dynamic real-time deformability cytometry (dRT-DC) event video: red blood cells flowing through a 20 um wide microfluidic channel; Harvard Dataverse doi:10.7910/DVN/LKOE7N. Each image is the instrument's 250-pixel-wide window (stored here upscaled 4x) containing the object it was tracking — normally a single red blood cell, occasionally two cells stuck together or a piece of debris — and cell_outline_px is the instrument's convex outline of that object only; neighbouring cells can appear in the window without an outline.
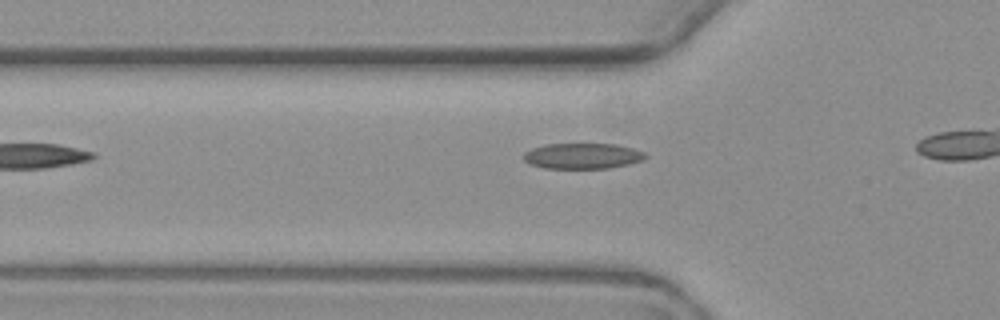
{"species": "common noctule bat (a hibernating species)", "species_latin": "Nyctalus noctula", "temperature_condition": "warm", "stored_images_in_passage": 9, "segment_of_instrument_passage": [1, 2], "camera_frame_rate_fps": 3000, "um_per_image_px": 0.085, "animal": {"sex": "female", "body_mass_g": 19.3, "forearm_length_mm": 54.1}, "frame": {"image": 1, "passage_image": 2, "time_ms": 1.333, "image_size_px": [1000, 320], "cell_outline_px": [[648, 156], [644, 160], [628, 164], [608, 168], [544, 168], [532, 164], [524, 160], [524, 152], [532, 148], [544, 144], [616, 144], [632, 148], [644, 152]], "centroid_in_image_um": [49.53, 13.25], "position_along_channel_um": 76.3, "area_um2": 18.15}}
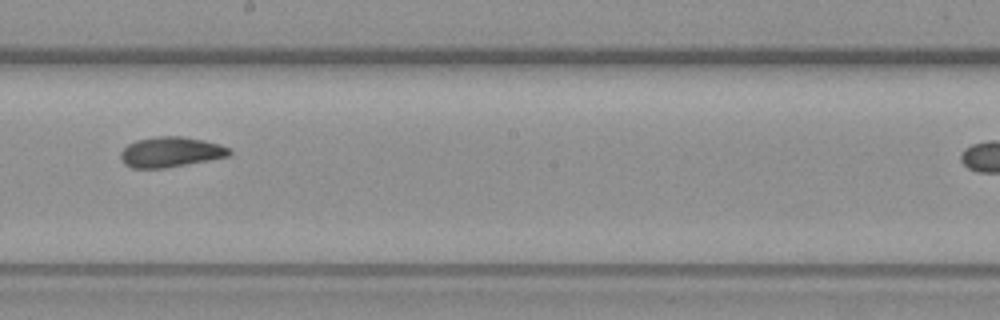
{"frame": {"image": 2, "passage_image": 7, "time_ms": 8.0, "image_size_px": [1000, 320], "cell_outline_px": [[232, 152], [228, 156], [208, 160], [164, 168], [132, 168], [124, 164], [120, 156], [120, 152], [128, 144], [136, 140], [156, 136], [180, 136], [204, 140], [220, 144], [228, 148]], "centroid_in_image_um": [14.48, 12.91], "position_along_channel_um": 233.7, "area_um2": 19.07}}
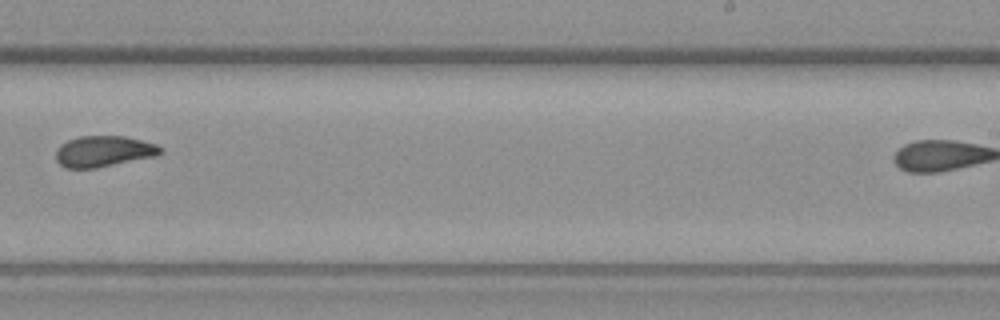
{"frame": {"image": 3, "passage_image": 8, "time_ms": 9.333, "image_size_px": [1000, 320], "cell_outline_px": [[164, 152], [156, 156], [96, 168], [64, 168], [56, 160], [56, 148], [60, 144], [68, 140], [80, 136], [124, 136], [156, 144]], "centroid_in_image_um": [8.78, 12.86], "position_along_channel_um": 280.2, "area_um2": 18.9}}